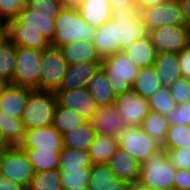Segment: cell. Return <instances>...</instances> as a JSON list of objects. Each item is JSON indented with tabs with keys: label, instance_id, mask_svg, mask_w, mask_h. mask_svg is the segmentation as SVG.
I'll use <instances>...</instances> for the list:
<instances>
[{
	"label": "cell",
	"instance_id": "1",
	"mask_svg": "<svg viewBox=\"0 0 190 190\" xmlns=\"http://www.w3.org/2000/svg\"><path fill=\"white\" fill-rule=\"evenodd\" d=\"M111 20L114 21V54L148 35L136 3L113 10Z\"/></svg>",
	"mask_w": 190,
	"mask_h": 190
},
{
	"label": "cell",
	"instance_id": "2",
	"mask_svg": "<svg viewBox=\"0 0 190 190\" xmlns=\"http://www.w3.org/2000/svg\"><path fill=\"white\" fill-rule=\"evenodd\" d=\"M96 28L86 23L78 9L62 8L55 19V37L52 46L61 47L81 40L93 42Z\"/></svg>",
	"mask_w": 190,
	"mask_h": 190
},
{
	"label": "cell",
	"instance_id": "3",
	"mask_svg": "<svg viewBox=\"0 0 190 190\" xmlns=\"http://www.w3.org/2000/svg\"><path fill=\"white\" fill-rule=\"evenodd\" d=\"M176 171L167 158V150L162 147L141 164L138 185L154 190H174Z\"/></svg>",
	"mask_w": 190,
	"mask_h": 190
},
{
	"label": "cell",
	"instance_id": "4",
	"mask_svg": "<svg viewBox=\"0 0 190 190\" xmlns=\"http://www.w3.org/2000/svg\"><path fill=\"white\" fill-rule=\"evenodd\" d=\"M56 104L55 92L32 90L21 116L25 129L52 125Z\"/></svg>",
	"mask_w": 190,
	"mask_h": 190
},
{
	"label": "cell",
	"instance_id": "5",
	"mask_svg": "<svg viewBox=\"0 0 190 190\" xmlns=\"http://www.w3.org/2000/svg\"><path fill=\"white\" fill-rule=\"evenodd\" d=\"M101 69L116 96L132 89L140 70L122 51L103 58Z\"/></svg>",
	"mask_w": 190,
	"mask_h": 190
},
{
	"label": "cell",
	"instance_id": "6",
	"mask_svg": "<svg viewBox=\"0 0 190 190\" xmlns=\"http://www.w3.org/2000/svg\"><path fill=\"white\" fill-rule=\"evenodd\" d=\"M42 51L16 46V66L10 84L39 91Z\"/></svg>",
	"mask_w": 190,
	"mask_h": 190
},
{
	"label": "cell",
	"instance_id": "7",
	"mask_svg": "<svg viewBox=\"0 0 190 190\" xmlns=\"http://www.w3.org/2000/svg\"><path fill=\"white\" fill-rule=\"evenodd\" d=\"M0 175L28 188L35 171L25 151L12 146L0 151Z\"/></svg>",
	"mask_w": 190,
	"mask_h": 190
},
{
	"label": "cell",
	"instance_id": "8",
	"mask_svg": "<svg viewBox=\"0 0 190 190\" xmlns=\"http://www.w3.org/2000/svg\"><path fill=\"white\" fill-rule=\"evenodd\" d=\"M119 148L143 163L162 146L139 126L125 125L118 136Z\"/></svg>",
	"mask_w": 190,
	"mask_h": 190
},
{
	"label": "cell",
	"instance_id": "9",
	"mask_svg": "<svg viewBox=\"0 0 190 190\" xmlns=\"http://www.w3.org/2000/svg\"><path fill=\"white\" fill-rule=\"evenodd\" d=\"M41 63L39 91L56 92L68 69V62L58 47L50 45L42 51Z\"/></svg>",
	"mask_w": 190,
	"mask_h": 190
},
{
	"label": "cell",
	"instance_id": "10",
	"mask_svg": "<svg viewBox=\"0 0 190 190\" xmlns=\"http://www.w3.org/2000/svg\"><path fill=\"white\" fill-rule=\"evenodd\" d=\"M140 16L147 32L164 26L184 25L178 0H167L159 5L140 9Z\"/></svg>",
	"mask_w": 190,
	"mask_h": 190
},
{
	"label": "cell",
	"instance_id": "11",
	"mask_svg": "<svg viewBox=\"0 0 190 190\" xmlns=\"http://www.w3.org/2000/svg\"><path fill=\"white\" fill-rule=\"evenodd\" d=\"M157 53L181 52L190 44V31L185 25L164 26L148 32Z\"/></svg>",
	"mask_w": 190,
	"mask_h": 190
},
{
	"label": "cell",
	"instance_id": "12",
	"mask_svg": "<svg viewBox=\"0 0 190 190\" xmlns=\"http://www.w3.org/2000/svg\"><path fill=\"white\" fill-rule=\"evenodd\" d=\"M114 104L125 125L140 127L150 111L148 99L143 98L133 88L117 95Z\"/></svg>",
	"mask_w": 190,
	"mask_h": 190
},
{
	"label": "cell",
	"instance_id": "13",
	"mask_svg": "<svg viewBox=\"0 0 190 190\" xmlns=\"http://www.w3.org/2000/svg\"><path fill=\"white\" fill-rule=\"evenodd\" d=\"M57 104L72 109L90 121L98 105L87 88L81 90L56 91Z\"/></svg>",
	"mask_w": 190,
	"mask_h": 190
},
{
	"label": "cell",
	"instance_id": "14",
	"mask_svg": "<svg viewBox=\"0 0 190 190\" xmlns=\"http://www.w3.org/2000/svg\"><path fill=\"white\" fill-rule=\"evenodd\" d=\"M58 16L34 14L27 6L16 19L8 21V28H33L38 30L49 42L55 37V19Z\"/></svg>",
	"mask_w": 190,
	"mask_h": 190
},
{
	"label": "cell",
	"instance_id": "15",
	"mask_svg": "<svg viewBox=\"0 0 190 190\" xmlns=\"http://www.w3.org/2000/svg\"><path fill=\"white\" fill-rule=\"evenodd\" d=\"M101 68V62H82L68 66L61 86L57 91L88 88L93 76Z\"/></svg>",
	"mask_w": 190,
	"mask_h": 190
},
{
	"label": "cell",
	"instance_id": "16",
	"mask_svg": "<svg viewBox=\"0 0 190 190\" xmlns=\"http://www.w3.org/2000/svg\"><path fill=\"white\" fill-rule=\"evenodd\" d=\"M21 149H34L37 147L62 150L64 147L63 136L53 126L33 128L26 130L23 142L19 145Z\"/></svg>",
	"mask_w": 190,
	"mask_h": 190
},
{
	"label": "cell",
	"instance_id": "17",
	"mask_svg": "<svg viewBox=\"0 0 190 190\" xmlns=\"http://www.w3.org/2000/svg\"><path fill=\"white\" fill-rule=\"evenodd\" d=\"M97 134L118 138L125 124L115 104L98 106L90 120Z\"/></svg>",
	"mask_w": 190,
	"mask_h": 190
},
{
	"label": "cell",
	"instance_id": "18",
	"mask_svg": "<svg viewBox=\"0 0 190 190\" xmlns=\"http://www.w3.org/2000/svg\"><path fill=\"white\" fill-rule=\"evenodd\" d=\"M107 165L125 183L136 185L140 179L141 163L121 148L112 155Z\"/></svg>",
	"mask_w": 190,
	"mask_h": 190
},
{
	"label": "cell",
	"instance_id": "19",
	"mask_svg": "<svg viewBox=\"0 0 190 190\" xmlns=\"http://www.w3.org/2000/svg\"><path fill=\"white\" fill-rule=\"evenodd\" d=\"M33 89L8 83L0 93V111L21 118L27 104L29 93Z\"/></svg>",
	"mask_w": 190,
	"mask_h": 190
},
{
	"label": "cell",
	"instance_id": "20",
	"mask_svg": "<svg viewBox=\"0 0 190 190\" xmlns=\"http://www.w3.org/2000/svg\"><path fill=\"white\" fill-rule=\"evenodd\" d=\"M153 66L163 87L171 86L177 79L182 77L179 57L176 52L157 53Z\"/></svg>",
	"mask_w": 190,
	"mask_h": 190
},
{
	"label": "cell",
	"instance_id": "21",
	"mask_svg": "<svg viewBox=\"0 0 190 190\" xmlns=\"http://www.w3.org/2000/svg\"><path fill=\"white\" fill-rule=\"evenodd\" d=\"M69 65L82 62H101L93 42L81 40L59 47Z\"/></svg>",
	"mask_w": 190,
	"mask_h": 190
},
{
	"label": "cell",
	"instance_id": "22",
	"mask_svg": "<svg viewBox=\"0 0 190 190\" xmlns=\"http://www.w3.org/2000/svg\"><path fill=\"white\" fill-rule=\"evenodd\" d=\"M7 38L15 45L45 50L51 45L38 30L33 28H7Z\"/></svg>",
	"mask_w": 190,
	"mask_h": 190
},
{
	"label": "cell",
	"instance_id": "23",
	"mask_svg": "<svg viewBox=\"0 0 190 190\" xmlns=\"http://www.w3.org/2000/svg\"><path fill=\"white\" fill-rule=\"evenodd\" d=\"M78 11L83 20L94 28L104 25L112 15L108 0H86Z\"/></svg>",
	"mask_w": 190,
	"mask_h": 190
},
{
	"label": "cell",
	"instance_id": "24",
	"mask_svg": "<svg viewBox=\"0 0 190 190\" xmlns=\"http://www.w3.org/2000/svg\"><path fill=\"white\" fill-rule=\"evenodd\" d=\"M122 52L139 68L153 65L157 56L156 47L149 35L137 40Z\"/></svg>",
	"mask_w": 190,
	"mask_h": 190
},
{
	"label": "cell",
	"instance_id": "25",
	"mask_svg": "<svg viewBox=\"0 0 190 190\" xmlns=\"http://www.w3.org/2000/svg\"><path fill=\"white\" fill-rule=\"evenodd\" d=\"M62 136L65 147L89 151L90 146L95 141L97 132L88 121L84 125L64 133Z\"/></svg>",
	"mask_w": 190,
	"mask_h": 190
},
{
	"label": "cell",
	"instance_id": "26",
	"mask_svg": "<svg viewBox=\"0 0 190 190\" xmlns=\"http://www.w3.org/2000/svg\"><path fill=\"white\" fill-rule=\"evenodd\" d=\"M118 148V138L97 134L89 149L92 164H107Z\"/></svg>",
	"mask_w": 190,
	"mask_h": 190
},
{
	"label": "cell",
	"instance_id": "27",
	"mask_svg": "<svg viewBox=\"0 0 190 190\" xmlns=\"http://www.w3.org/2000/svg\"><path fill=\"white\" fill-rule=\"evenodd\" d=\"M33 165L35 173L45 170H58L61 150L46 148L22 149Z\"/></svg>",
	"mask_w": 190,
	"mask_h": 190
},
{
	"label": "cell",
	"instance_id": "28",
	"mask_svg": "<svg viewBox=\"0 0 190 190\" xmlns=\"http://www.w3.org/2000/svg\"><path fill=\"white\" fill-rule=\"evenodd\" d=\"M88 91L96 101L98 106H106L115 103L116 95L110 86L104 71L100 68L93 76Z\"/></svg>",
	"mask_w": 190,
	"mask_h": 190
},
{
	"label": "cell",
	"instance_id": "29",
	"mask_svg": "<svg viewBox=\"0 0 190 190\" xmlns=\"http://www.w3.org/2000/svg\"><path fill=\"white\" fill-rule=\"evenodd\" d=\"M0 129L11 147L19 146L23 142L26 129L21 118L0 111Z\"/></svg>",
	"mask_w": 190,
	"mask_h": 190
},
{
	"label": "cell",
	"instance_id": "30",
	"mask_svg": "<svg viewBox=\"0 0 190 190\" xmlns=\"http://www.w3.org/2000/svg\"><path fill=\"white\" fill-rule=\"evenodd\" d=\"M163 86L160 83L157 72L153 65L140 68L139 74L133 84V89L143 98L149 99Z\"/></svg>",
	"mask_w": 190,
	"mask_h": 190
},
{
	"label": "cell",
	"instance_id": "31",
	"mask_svg": "<svg viewBox=\"0 0 190 190\" xmlns=\"http://www.w3.org/2000/svg\"><path fill=\"white\" fill-rule=\"evenodd\" d=\"M169 126L166 116H163L157 111L150 110L143 119L140 127L154 138L157 143L163 146Z\"/></svg>",
	"mask_w": 190,
	"mask_h": 190
},
{
	"label": "cell",
	"instance_id": "32",
	"mask_svg": "<svg viewBox=\"0 0 190 190\" xmlns=\"http://www.w3.org/2000/svg\"><path fill=\"white\" fill-rule=\"evenodd\" d=\"M121 182L107 164H92L88 183L91 190L115 188Z\"/></svg>",
	"mask_w": 190,
	"mask_h": 190
},
{
	"label": "cell",
	"instance_id": "33",
	"mask_svg": "<svg viewBox=\"0 0 190 190\" xmlns=\"http://www.w3.org/2000/svg\"><path fill=\"white\" fill-rule=\"evenodd\" d=\"M88 120L72 109L61 107L56 104L52 125L64 134L74 128L80 127L87 123Z\"/></svg>",
	"mask_w": 190,
	"mask_h": 190
},
{
	"label": "cell",
	"instance_id": "34",
	"mask_svg": "<svg viewBox=\"0 0 190 190\" xmlns=\"http://www.w3.org/2000/svg\"><path fill=\"white\" fill-rule=\"evenodd\" d=\"M89 151L63 147L60 151L59 169L91 168Z\"/></svg>",
	"mask_w": 190,
	"mask_h": 190
},
{
	"label": "cell",
	"instance_id": "35",
	"mask_svg": "<svg viewBox=\"0 0 190 190\" xmlns=\"http://www.w3.org/2000/svg\"><path fill=\"white\" fill-rule=\"evenodd\" d=\"M114 21L109 20L104 25L96 28L93 44L101 59L114 55Z\"/></svg>",
	"mask_w": 190,
	"mask_h": 190
},
{
	"label": "cell",
	"instance_id": "36",
	"mask_svg": "<svg viewBox=\"0 0 190 190\" xmlns=\"http://www.w3.org/2000/svg\"><path fill=\"white\" fill-rule=\"evenodd\" d=\"M28 190H63L59 169L35 173Z\"/></svg>",
	"mask_w": 190,
	"mask_h": 190
},
{
	"label": "cell",
	"instance_id": "37",
	"mask_svg": "<svg viewBox=\"0 0 190 190\" xmlns=\"http://www.w3.org/2000/svg\"><path fill=\"white\" fill-rule=\"evenodd\" d=\"M16 66V46L7 38L0 45V77L10 82Z\"/></svg>",
	"mask_w": 190,
	"mask_h": 190
},
{
	"label": "cell",
	"instance_id": "38",
	"mask_svg": "<svg viewBox=\"0 0 190 190\" xmlns=\"http://www.w3.org/2000/svg\"><path fill=\"white\" fill-rule=\"evenodd\" d=\"M162 147L166 150L190 147V126L170 125Z\"/></svg>",
	"mask_w": 190,
	"mask_h": 190
},
{
	"label": "cell",
	"instance_id": "39",
	"mask_svg": "<svg viewBox=\"0 0 190 190\" xmlns=\"http://www.w3.org/2000/svg\"><path fill=\"white\" fill-rule=\"evenodd\" d=\"M63 189L86 187L89 183L90 168L59 169Z\"/></svg>",
	"mask_w": 190,
	"mask_h": 190
},
{
	"label": "cell",
	"instance_id": "40",
	"mask_svg": "<svg viewBox=\"0 0 190 190\" xmlns=\"http://www.w3.org/2000/svg\"><path fill=\"white\" fill-rule=\"evenodd\" d=\"M150 110L166 116L169 111L177 106L168 87H162L156 91L149 99Z\"/></svg>",
	"mask_w": 190,
	"mask_h": 190
},
{
	"label": "cell",
	"instance_id": "41",
	"mask_svg": "<svg viewBox=\"0 0 190 190\" xmlns=\"http://www.w3.org/2000/svg\"><path fill=\"white\" fill-rule=\"evenodd\" d=\"M26 6L33 11L34 14L58 16L62 7V3L55 0H26Z\"/></svg>",
	"mask_w": 190,
	"mask_h": 190
},
{
	"label": "cell",
	"instance_id": "42",
	"mask_svg": "<svg viewBox=\"0 0 190 190\" xmlns=\"http://www.w3.org/2000/svg\"><path fill=\"white\" fill-rule=\"evenodd\" d=\"M168 88L177 106L190 101V80L187 78L181 77L177 79Z\"/></svg>",
	"mask_w": 190,
	"mask_h": 190
},
{
	"label": "cell",
	"instance_id": "43",
	"mask_svg": "<svg viewBox=\"0 0 190 190\" xmlns=\"http://www.w3.org/2000/svg\"><path fill=\"white\" fill-rule=\"evenodd\" d=\"M169 125L190 126V101L178 105L166 115Z\"/></svg>",
	"mask_w": 190,
	"mask_h": 190
},
{
	"label": "cell",
	"instance_id": "44",
	"mask_svg": "<svg viewBox=\"0 0 190 190\" xmlns=\"http://www.w3.org/2000/svg\"><path fill=\"white\" fill-rule=\"evenodd\" d=\"M167 158L176 169L190 171V147L167 149Z\"/></svg>",
	"mask_w": 190,
	"mask_h": 190
},
{
	"label": "cell",
	"instance_id": "45",
	"mask_svg": "<svg viewBox=\"0 0 190 190\" xmlns=\"http://www.w3.org/2000/svg\"><path fill=\"white\" fill-rule=\"evenodd\" d=\"M26 6V0H0V14L10 21L16 19Z\"/></svg>",
	"mask_w": 190,
	"mask_h": 190
},
{
	"label": "cell",
	"instance_id": "46",
	"mask_svg": "<svg viewBox=\"0 0 190 190\" xmlns=\"http://www.w3.org/2000/svg\"><path fill=\"white\" fill-rule=\"evenodd\" d=\"M174 190H190V171L177 169L174 178Z\"/></svg>",
	"mask_w": 190,
	"mask_h": 190
},
{
	"label": "cell",
	"instance_id": "47",
	"mask_svg": "<svg viewBox=\"0 0 190 190\" xmlns=\"http://www.w3.org/2000/svg\"><path fill=\"white\" fill-rule=\"evenodd\" d=\"M182 77L190 80V44L178 53Z\"/></svg>",
	"mask_w": 190,
	"mask_h": 190
},
{
	"label": "cell",
	"instance_id": "48",
	"mask_svg": "<svg viewBox=\"0 0 190 190\" xmlns=\"http://www.w3.org/2000/svg\"><path fill=\"white\" fill-rule=\"evenodd\" d=\"M26 188L7 177L0 175V190H25Z\"/></svg>",
	"mask_w": 190,
	"mask_h": 190
},
{
	"label": "cell",
	"instance_id": "49",
	"mask_svg": "<svg viewBox=\"0 0 190 190\" xmlns=\"http://www.w3.org/2000/svg\"><path fill=\"white\" fill-rule=\"evenodd\" d=\"M181 6L184 25L190 31V0H178Z\"/></svg>",
	"mask_w": 190,
	"mask_h": 190
},
{
	"label": "cell",
	"instance_id": "50",
	"mask_svg": "<svg viewBox=\"0 0 190 190\" xmlns=\"http://www.w3.org/2000/svg\"><path fill=\"white\" fill-rule=\"evenodd\" d=\"M111 11L128 7L135 3V0H108Z\"/></svg>",
	"mask_w": 190,
	"mask_h": 190
},
{
	"label": "cell",
	"instance_id": "51",
	"mask_svg": "<svg viewBox=\"0 0 190 190\" xmlns=\"http://www.w3.org/2000/svg\"><path fill=\"white\" fill-rule=\"evenodd\" d=\"M167 0H135V3L138 5L139 10L145 9L151 6L159 5Z\"/></svg>",
	"mask_w": 190,
	"mask_h": 190
},
{
	"label": "cell",
	"instance_id": "52",
	"mask_svg": "<svg viewBox=\"0 0 190 190\" xmlns=\"http://www.w3.org/2000/svg\"><path fill=\"white\" fill-rule=\"evenodd\" d=\"M86 0H63V8L78 9Z\"/></svg>",
	"mask_w": 190,
	"mask_h": 190
},
{
	"label": "cell",
	"instance_id": "53",
	"mask_svg": "<svg viewBox=\"0 0 190 190\" xmlns=\"http://www.w3.org/2000/svg\"><path fill=\"white\" fill-rule=\"evenodd\" d=\"M134 185L129 183L121 182L115 188H107V189H95V190H133Z\"/></svg>",
	"mask_w": 190,
	"mask_h": 190
},
{
	"label": "cell",
	"instance_id": "54",
	"mask_svg": "<svg viewBox=\"0 0 190 190\" xmlns=\"http://www.w3.org/2000/svg\"><path fill=\"white\" fill-rule=\"evenodd\" d=\"M8 22L6 19L0 14V33H7Z\"/></svg>",
	"mask_w": 190,
	"mask_h": 190
},
{
	"label": "cell",
	"instance_id": "55",
	"mask_svg": "<svg viewBox=\"0 0 190 190\" xmlns=\"http://www.w3.org/2000/svg\"><path fill=\"white\" fill-rule=\"evenodd\" d=\"M11 147L6 141H5V138L3 136V133L0 129V151H3L7 148Z\"/></svg>",
	"mask_w": 190,
	"mask_h": 190
},
{
	"label": "cell",
	"instance_id": "56",
	"mask_svg": "<svg viewBox=\"0 0 190 190\" xmlns=\"http://www.w3.org/2000/svg\"><path fill=\"white\" fill-rule=\"evenodd\" d=\"M8 83L9 82L0 77V93L4 90V88L8 85Z\"/></svg>",
	"mask_w": 190,
	"mask_h": 190
},
{
	"label": "cell",
	"instance_id": "57",
	"mask_svg": "<svg viewBox=\"0 0 190 190\" xmlns=\"http://www.w3.org/2000/svg\"><path fill=\"white\" fill-rule=\"evenodd\" d=\"M133 190H154V189L147 188V187H142V186L136 184V185H134V189Z\"/></svg>",
	"mask_w": 190,
	"mask_h": 190
},
{
	"label": "cell",
	"instance_id": "58",
	"mask_svg": "<svg viewBox=\"0 0 190 190\" xmlns=\"http://www.w3.org/2000/svg\"><path fill=\"white\" fill-rule=\"evenodd\" d=\"M7 39V33H0V45Z\"/></svg>",
	"mask_w": 190,
	"mask_h": 190
},
{
	"label": "cell",
	"instance_id": "59",
	"mask_svg": "<svg viewBox=\"0 0 190 190\" xmlns=\"http://www.w3.org/2000/svg\"><path fill=\"white\" fill-rule=\"evenodd\" d=\"M63 190H91L88 186H86V187H78V188H76V189H63Z\"/></svg>",
	"mask_w": 190,
	"mask_h": 190
},
{
	"label": "cell",
	"instance_id": "60",
	"mask_svg": "<svg viewBox=\"0 0 190 190\" xmlns=\"http://www.w3.org/2000/svg\"><path fill=\"white\" fill-rule=\"evenodd\" d=\"M55 1H57V2H59V3H62V2H63V0H55Z\"/></svg>",
	"mask_w": 190,
	"mask_h": 190
}]
</instances>
